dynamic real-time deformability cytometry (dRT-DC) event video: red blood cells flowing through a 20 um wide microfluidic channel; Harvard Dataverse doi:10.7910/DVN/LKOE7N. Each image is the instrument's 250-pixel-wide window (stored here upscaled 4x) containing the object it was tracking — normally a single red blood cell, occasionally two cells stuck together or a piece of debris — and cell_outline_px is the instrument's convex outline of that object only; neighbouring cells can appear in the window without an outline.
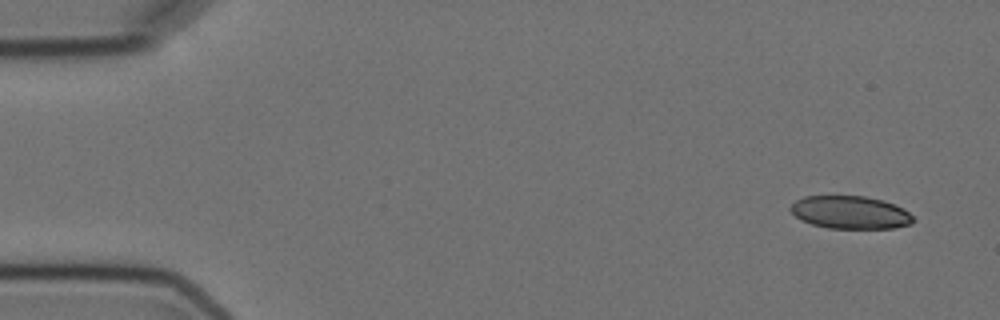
{"species": "Egyptian fruit bat (a non-hibernating species)", "species_latin": "Rousettus aegyptiacus", "temperature_condition": "cold", "stored_images_in_passage": 4, "camera_frame_rate_fps": 3000, "um_per_image_px": 0.085, "animal": {"sex": "female"}, "frame": {"image": 1, "passage_image": 1, "time_ms": 0.0, "image_size_px": [1000, 320], "cell_outline_px": [[916, 220], [912, 224], [892, 228], [828, 228], [812, 224], [800, 220], [788, 208], [796, 200], [804, 196], [864, 196], [884, 200], [904, 208]], "centroid_in_image_um": [72.28, 18.05], "position_along_channel_um": 12.7, "area_um2": 23.58}}
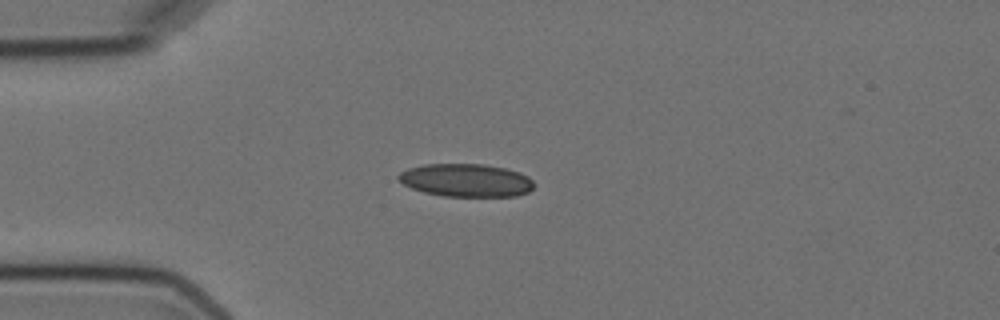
{"frame": {"image": 2, "passage_image": 4, "time_ms": 3.667, "image_size_px": [1000, 320], "cell_outline_px": [[536, 184], [528, 192], [516, 196], [444, 196], [424, 192], [412, 188], [396, 180], [396, 176], [400, 172], [408, 168], [424, 164], [484, 164], [504, 168], [520, 172], [528, 176]], "centroid_in_image_um": [39.61, 15.32], "position_along_channel_um": 45.4, "area_um2": 26.18}}